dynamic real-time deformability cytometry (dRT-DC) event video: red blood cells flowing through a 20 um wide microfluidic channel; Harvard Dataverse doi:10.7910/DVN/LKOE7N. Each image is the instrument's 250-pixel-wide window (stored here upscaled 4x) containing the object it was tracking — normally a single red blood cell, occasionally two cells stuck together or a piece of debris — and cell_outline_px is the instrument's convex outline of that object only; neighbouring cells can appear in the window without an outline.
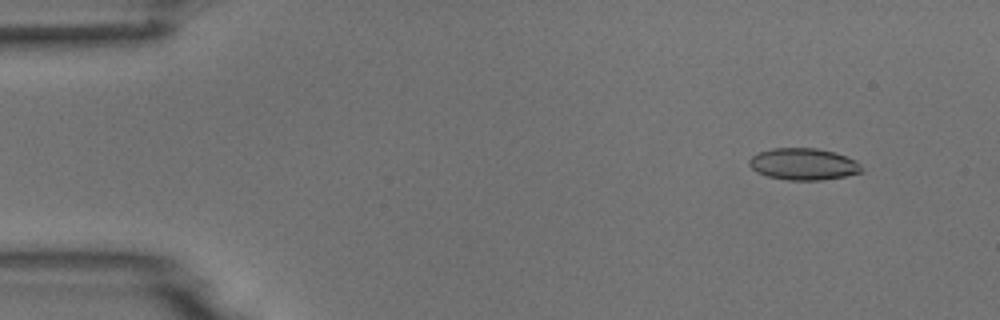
{"species": "common noctule bat (a hibernating species)", "species_latin": "Nyctalus noctula", "temperature_condition": "room temperature", "stored_images_in_passage": 4, "camera_frame_rate_fps": 3000, "um_per_image_px": 0.085, "animal": {"sex": "male", "body_mass_g": 18.8}, "frame": {"image": 1, "passage_image": 2, "time_ms": 1.0, "image_size_px": [1000, 320], "cell_outline_px": [[864, 172], [844, 176], [820, 180], [788, 180], [768, 176], [756, 172], [748, 164], [748, 160], [756, 152], [772, 148], [816, 148], [836, 152], [856, 160], [864, 168]], "centroid_in_image_um": [68.3, 13.94], "position_along_channel_um": 16.7, "area_um2": 21.04}}